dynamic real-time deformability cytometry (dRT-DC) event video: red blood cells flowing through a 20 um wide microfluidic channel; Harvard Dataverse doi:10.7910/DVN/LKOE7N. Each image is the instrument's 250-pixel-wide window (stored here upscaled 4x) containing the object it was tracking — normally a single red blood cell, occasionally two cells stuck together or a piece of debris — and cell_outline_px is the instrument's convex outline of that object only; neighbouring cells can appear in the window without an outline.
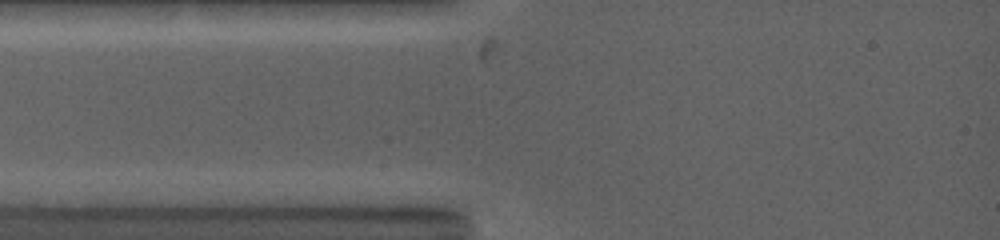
{"species": "common noctule bat (a hibernating species)", "species_latin": "Nyctalus noctula", "temperature_condition": "warm", "stored_images_in_passage": 2, "camera_frame_rate_fps": 5000, "um_per_image_px": 0.085, "animal": {"sex": "female", "body_mass_g": 19.0, "forearm_length_mm": 53.3}, "frame": {"image": 1, "passage_image": 1, "time_ms": 0.0, "image_size_px": [1000, 240], "cell_outline_px": [[420, 164], [400, 168], [296, 168], [272, 164], [272, 160], [280, 156], [344, 156], [420, 160]], "centroid_in_image_um": [29.09, 13.79], "position_along_channel_um": 55.9, "area_um2": 10.98}}